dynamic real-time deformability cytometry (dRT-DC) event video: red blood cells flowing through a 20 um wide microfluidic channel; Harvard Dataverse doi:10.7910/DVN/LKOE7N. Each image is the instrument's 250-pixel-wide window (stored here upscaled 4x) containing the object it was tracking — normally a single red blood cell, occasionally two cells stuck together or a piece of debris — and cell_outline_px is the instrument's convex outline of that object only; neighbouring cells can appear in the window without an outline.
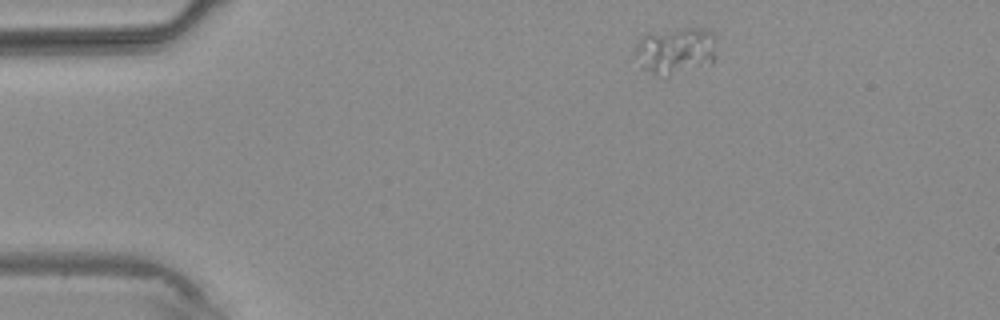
{"species": "common noctule bat (a hibernating species)", "species_latin": "Nyctalus noctula", "temperature_condition": "warm", "stored_images_in_passage": 3, "camera_frame_rate_fps": 3000, "um_per_image_px": 0.085, "animal": {"sex": "male", "body_mass_g": 20.4}, "frame": {"image": 1, "passage_image": 1, "time_ms": 0.0, "image_size_px": [1000, 320], "cell_outline_px": [[716, 56], [712, 64], [668, 76], [652, 72], [640, 68], [632, 56], [640, 36], [648, 32], [684, 28], [708, 28], [716, 36]], "centroid_in_image_um": [57.42, 4.29], "position_along_channel_um": 27.6, "area_um2": 23.06}}
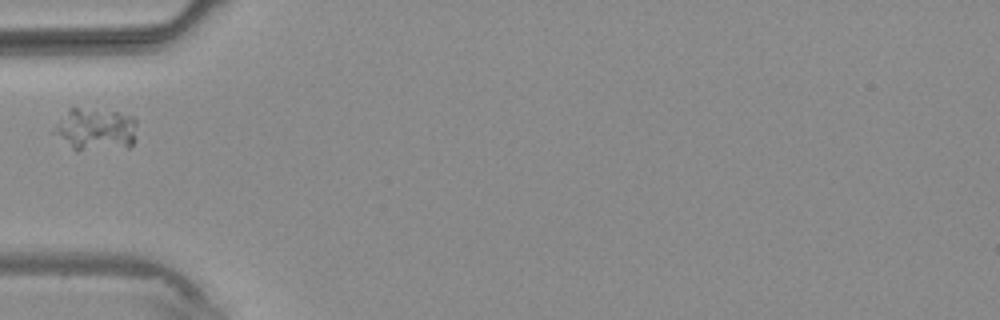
{"frame": {"image": 2, "passage_image": 3, "time_ms": 2.333, "image_size_px": [1000, 320], "cell_outline_px": [[136, 140], [128, 148], [76, 152], [56, 132], [56, 124], [68, 108], [76, 108], [116, 112], [132, 116], [136, 120]], "centroid_in_image_um": [8.2, 11.03], "position_along_channel_um": 76.8, "area_um2": 20.52}}